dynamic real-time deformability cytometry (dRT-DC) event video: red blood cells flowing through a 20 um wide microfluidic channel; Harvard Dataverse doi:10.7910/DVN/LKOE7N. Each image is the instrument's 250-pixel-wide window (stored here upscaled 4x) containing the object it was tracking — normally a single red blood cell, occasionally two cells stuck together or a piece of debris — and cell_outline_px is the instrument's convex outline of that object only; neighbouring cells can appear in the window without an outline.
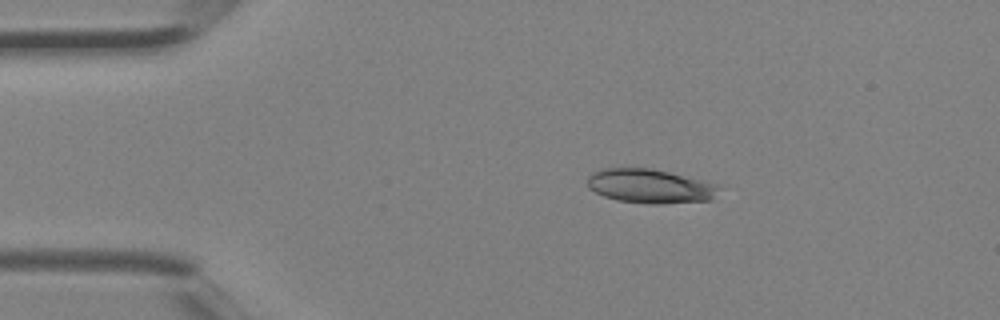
{"species": "Egyptian fruit bat (a non-hibernating species)", "species_latin": "Rousettus aegyptiacus", "temperature_condition": "room temperature", "stored_images_in_passage": 3, "camera_frame_rate_fps": 3000, "um_per_image_px": 0.085, "animal": {"sex": "female"}, "frame": {"image": 1, "passage_image": 2, "time_ms": 0.333, "image_size_px": [1000, 320], "cell_outline_px": [[716, 188], [712, 200], [660, 204], [652, 204], [616, 200], [604, 196], [588, 188], [588, 176], [592, 172], [600, 168], [652, 168], [716, 184]], "centroid_in_image_um": [55.17, 15.82], "position_along_channel_um": 29.8, "area_um2": 25.84}}